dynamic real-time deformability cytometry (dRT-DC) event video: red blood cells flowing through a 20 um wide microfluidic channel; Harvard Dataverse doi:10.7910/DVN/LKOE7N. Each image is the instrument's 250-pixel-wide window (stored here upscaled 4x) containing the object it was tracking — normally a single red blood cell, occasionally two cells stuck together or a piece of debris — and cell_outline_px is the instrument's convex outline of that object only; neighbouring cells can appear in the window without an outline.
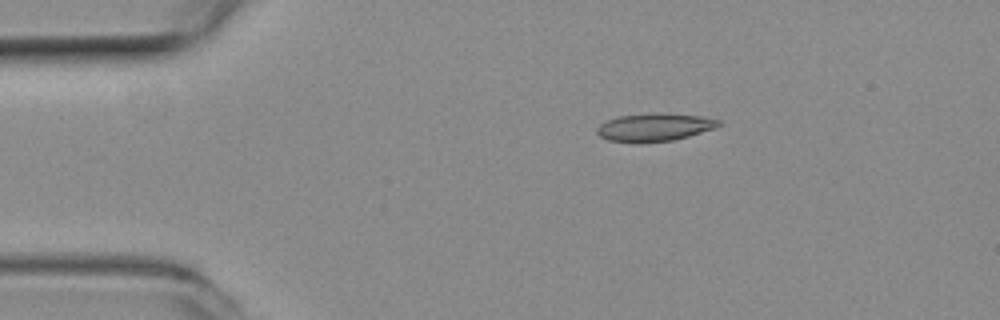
{"species": "common noctule bat (a hibernating species)", "species_latin": "Nyctalus noctula", "temperature_condition": "room temperature", "stored_images_in_passage": 46, "camera_frame_rate_fps": 3000, "um_per_image_px": 0.085, "animal": {"sex": "female", "body_mass_g": 19.3, "forearm_length_mm": 54.1}, "frame": {"image": 1, "passage_image": 1, "time_ms": 0.0, "image_size_px": [1000, 320], "cell_outline_px": [[720, 124], [716, 128], [688, 136], [672, 140], [636, 144], [632, 144], [608, 140], [600, 136], [596, 132], [596, 128], [600, 124], [608, 120], [620, 116], [704, 116], [720, 120]], "centroid_in_image_um": [55.58, 10.89], "position_along_channel_um": 29.4, "area_um2": 18.9}}
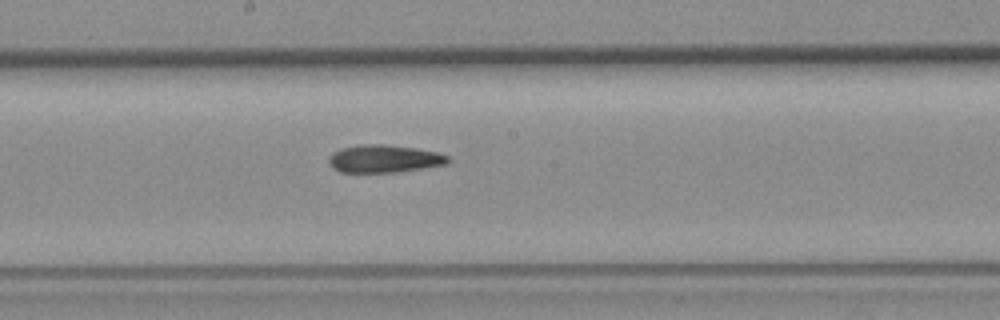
{"frame": {"image": 2, "passage_image": 20, "time_ms": 6.333, "image_size_px": [1000, 320], "cell_outline_px": [[452, 160], [448, 164], [396, 172], [340, 172], [332, 168], [328, 160], [332, 152], [340, 148], [360, 144], [384, 144], [416, 148], [436, 152], [448, 156]], "centroid_in_image_um": [32.65, 13.49], "position_along_channel_um": 215.6, "area_um2": 19.36}}
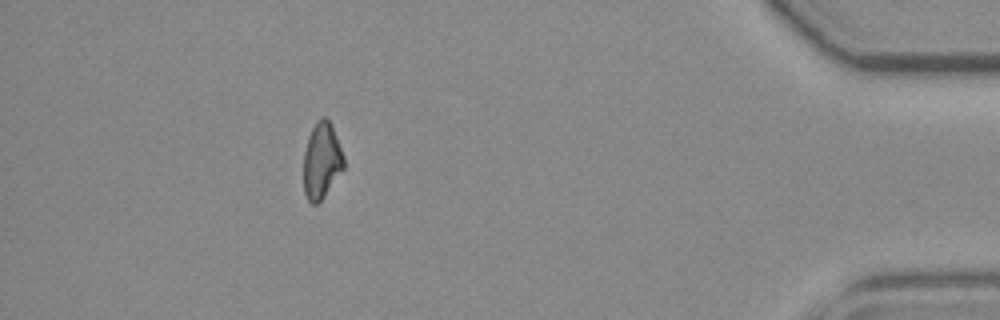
{"frame": {"image": 3, "passage_image": 40, "time_ms": 13.0, "image_size_px": [1000, 320], "cell_outline_px": [[344, 168], [324, 196], [316, 204], [312, 204], [308, 200], [304, 192], [304, 152], [308, 136], [316, 120], [320, 116], [324, 116], [332, 124], [344, 156]], "centroid_in_image_um": [27.34, 13.62], "position_along_channel_um": 407.9, "area_um2": 17.86}, "authors_computed_cell_mechanics": {"area_um2": 19.0162, "velocity_mm_per_s": 3.7631, "shape_relaxation_time_tau1_ms": null, "shape_relaxation_time_tau2_ms": 6.2698, "deformation_change_tau1": null, "deformation_change_tau2": 0.1559}}